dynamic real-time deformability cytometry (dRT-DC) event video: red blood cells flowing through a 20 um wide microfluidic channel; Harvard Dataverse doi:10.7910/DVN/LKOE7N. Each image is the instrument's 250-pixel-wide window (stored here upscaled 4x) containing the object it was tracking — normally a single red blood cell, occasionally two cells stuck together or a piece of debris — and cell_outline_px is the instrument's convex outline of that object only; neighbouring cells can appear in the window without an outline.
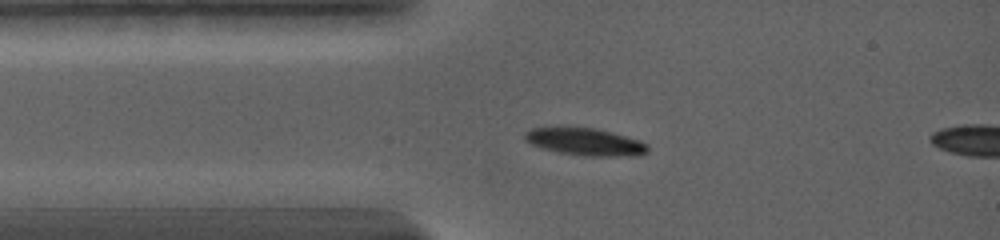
{"species": "common noctule bat (a hibernating species)", "species_latin": "Nyctalus noctula", "temperature_condition": "warm", "stored_images_in_passage": 9, "camera_frame_rate_fps": 5000, "um_per_image_px": 0.085, "animal": {"sex": "female", "body_mass_g": 19.0, "forearm_length_mm": 56.7}, "frame": {"image": 1, "passage_image": 1, "time_ms": 0.0, "image_size_px": [1000, 240], "cell_outline_px": [[648, 152], [640, 156], [584, 156], [560, 152], [544, 148], [532, 144], [524, 140], [524, 132], [532, 128], [596, 128], [640, 140], [648, 144]], "centroid_in_image_um": [49.8, 12.07], "position_along_channel_um": 35.2, "area_um2": 19.42}}
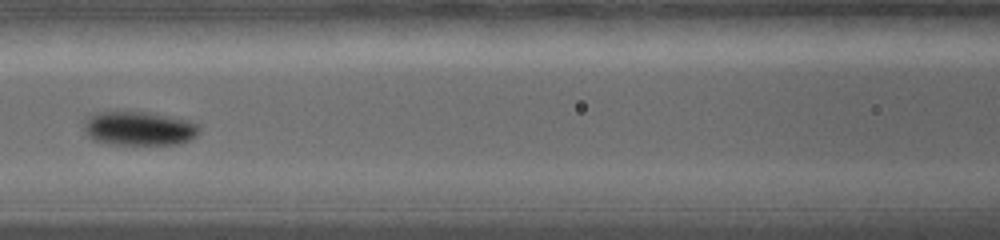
{"frame": {"image": 2, "passage_image": 7, "time_ms": 3.4, "image_size_px": [1000, 240], "cell_outline_px": [[200, 132], [196, 136], [188, 140], [176, 144], [112, 144], [92, 140], [88, 136], [84, 128], [84, 116], [96, 112], [152, 112], [188, 120], [200, 124]], "centroid_in_image_um": [11.81, 10.9], "position_along_channel_um": 154.8, "area_um2": 23.12}}
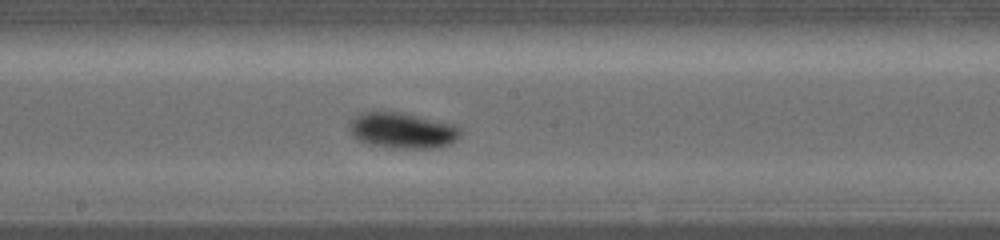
{"frame": {"image": 3, "passage_image": 9, "time_ms": 5.0, "image_size_px": [1000, 240], "cell_outline_px": [[460, 136], [452, 144], [432, 148], [392, 148], [368, 144], [356, 140], [352, 136], [348, 128], [348, 124], [352, 116], [360, 112], [404, 112], [452, 124], [460, 128]], "centroid_in_image_um": [34.14, 11.09], "position_along_channel_um": 214.1, "area_um2": 23.52}}